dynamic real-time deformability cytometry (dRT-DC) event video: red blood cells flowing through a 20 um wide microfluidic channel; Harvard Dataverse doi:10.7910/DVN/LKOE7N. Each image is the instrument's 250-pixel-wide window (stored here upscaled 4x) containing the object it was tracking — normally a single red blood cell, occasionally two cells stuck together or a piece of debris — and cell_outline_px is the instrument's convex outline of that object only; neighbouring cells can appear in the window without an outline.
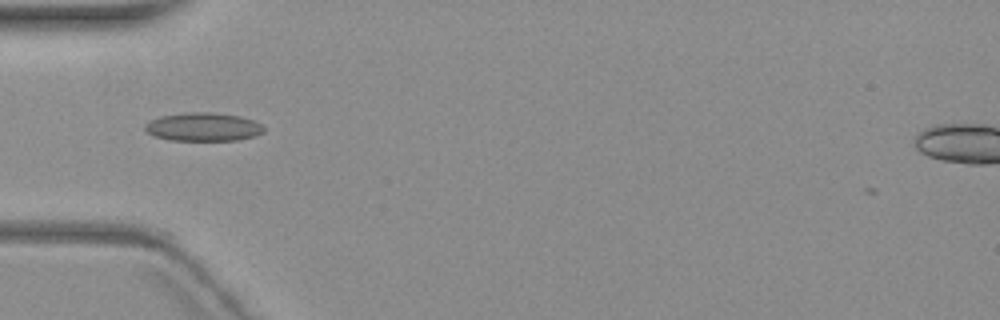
{"species": "common noctule bat (a hibernating species)", "species_latin": "Nyctalus noctula", "temperature_condition": "warm", "stored_images_in_passage": 6, "camera_frame_rate_fps": 3000, "um_per_image_px": 0.085, "animal": {"sex": "female", "body_mass_g": 19.3, "forearm_length_mm": 54.1}, "frame": {"image": 1, "passage_image": 5, "time_ms": 5.667, "image_size_px": [1000, 320], "cell_outline_px": [[264, 132], [256, 136], [236, 140], [168, 140], [156, 136], [148, 132], [144, 128], [144, 124], [160, 116], [188, 112], [208, 112], [240, 116], [252, 120], [260, 124], [264, 128]], "centroid_in_image_um": [17.28, 10.79], "position_along_channel_um": 67.7, "area_um2": 19.54}}
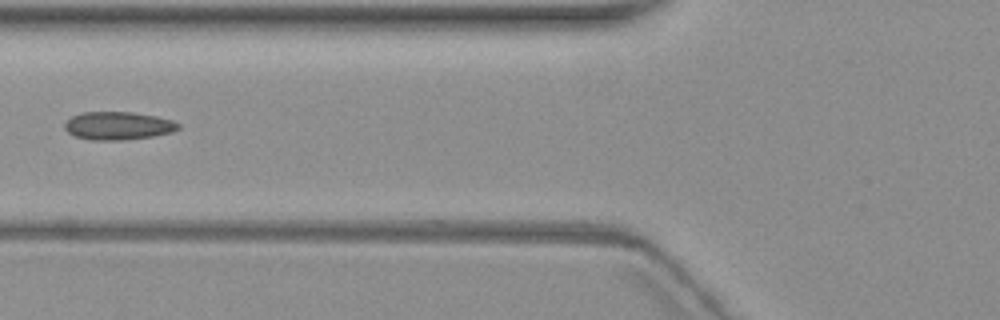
{"frame": {"image": 2, "passage_image": 6, "time_ms": 7.0, "image_size_px": [1000, 320], "cell_outline_px": [[180, 128], [172, 132], [152, 136], [120, 140], [88, 140], [76, 136], [68, 132], [64, 128], [64, 124], [72, 116], [80, 112], [132, 112], [156, 116], [172, 120], [180, 124]], "centroid_in_image_um": [10.03, 10.68], "position_along_channel_um": 115.8, "area_um2": 18.55}}